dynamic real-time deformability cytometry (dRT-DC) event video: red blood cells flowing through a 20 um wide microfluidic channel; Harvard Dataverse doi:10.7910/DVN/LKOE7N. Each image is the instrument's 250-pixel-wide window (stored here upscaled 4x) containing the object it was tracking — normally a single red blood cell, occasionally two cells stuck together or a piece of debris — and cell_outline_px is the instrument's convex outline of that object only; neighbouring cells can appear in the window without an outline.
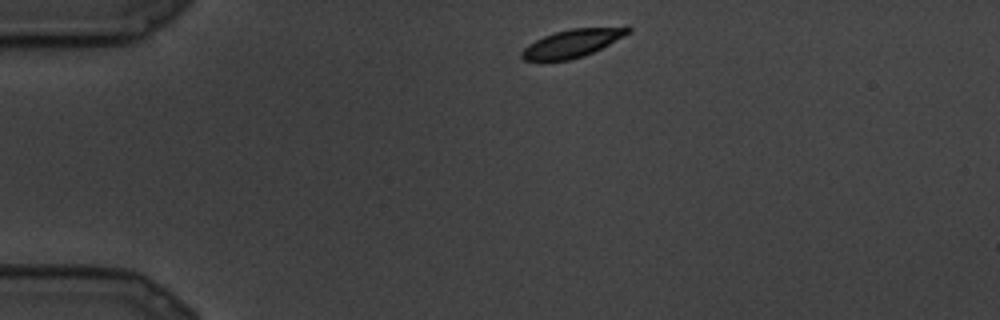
{"species": "common noctule bat (a hibernating species)", "species_latin": "Nyctalus noctula", "temperature_condition": "cold", "stored_images_in_passage": 15, "camera_frame_rate_fps": 3000, "um_per_image_px": 0.085, "animal": {"sex": "male", "body_mass_g": 19.5, "forearm_length_mm": 54.6}, "frame": {"image": 1, "passage_image": 1, "time_ms": 0.0, "image_size_px": [1000, 320], "cell_outline_px": [[632, 32], [584, 56], [568, 60], [524, 60], [520, 56], [520, 52], [528, 44], [544, 36], [556, 32], [572, 28], [628, 24], [632, 28]], "centroid_in_image_um": [48.75, 3.62], "position_along_channel_um": 36.3, "area_um2": 17.63}}
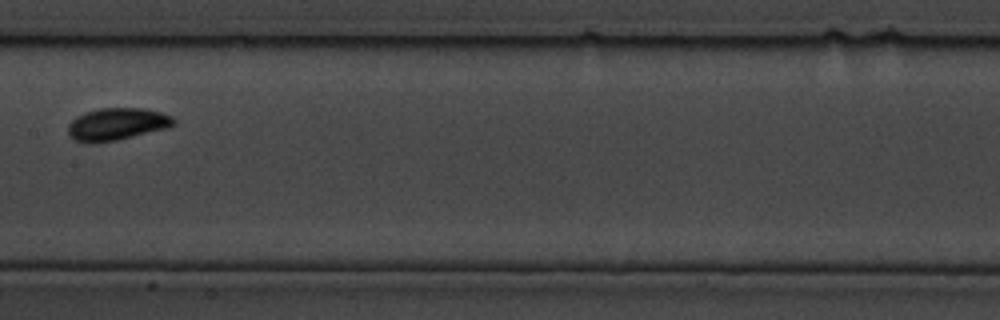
{"frame": {"image": 2, "passage_image": 9, "time_ms": 2.667, "image_size_px": [1000, 320], "cell_outline_px": [[176, 124], [168, 128], [116, 140], [92, 144], [88, 144], [72, 140], [68, 136], [68, 124], [76, 116], [100, 108], [144, 108], [160, 112], [172, 116], [176, 120]], "centroid_in_image_um": [9.92, 10.57], "position_along_channel_um": 197.5, "area_um2": 20.11}}
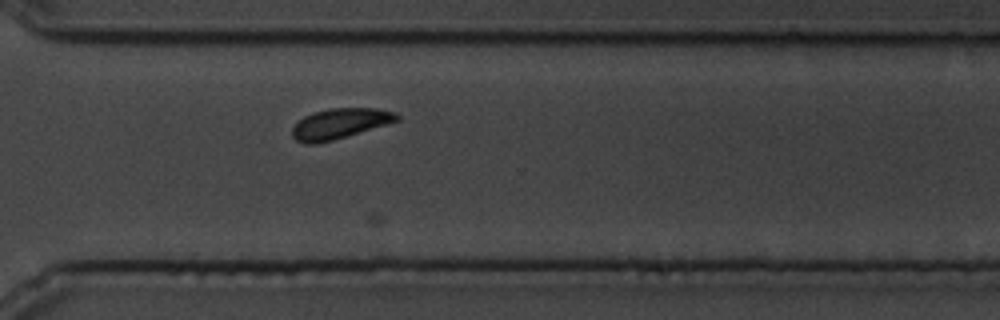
{"frame": {"image": 3, "passage_image": 15, "time_ms": 4.667, "image_size_px": [1000, 320], "cell_outline_px": [[400, 120], [332, 140], [316, 144], [304, 144], [296, 140], [292, 136], [292, 128], [304, 116], [312, 112], [332, 108], [376, 108], [396, 112], [400, 116]], "centroid_in_image_um": [28.88, 10.5], "position_along_channel_um": 341.7, "area_um2": 18.38}}